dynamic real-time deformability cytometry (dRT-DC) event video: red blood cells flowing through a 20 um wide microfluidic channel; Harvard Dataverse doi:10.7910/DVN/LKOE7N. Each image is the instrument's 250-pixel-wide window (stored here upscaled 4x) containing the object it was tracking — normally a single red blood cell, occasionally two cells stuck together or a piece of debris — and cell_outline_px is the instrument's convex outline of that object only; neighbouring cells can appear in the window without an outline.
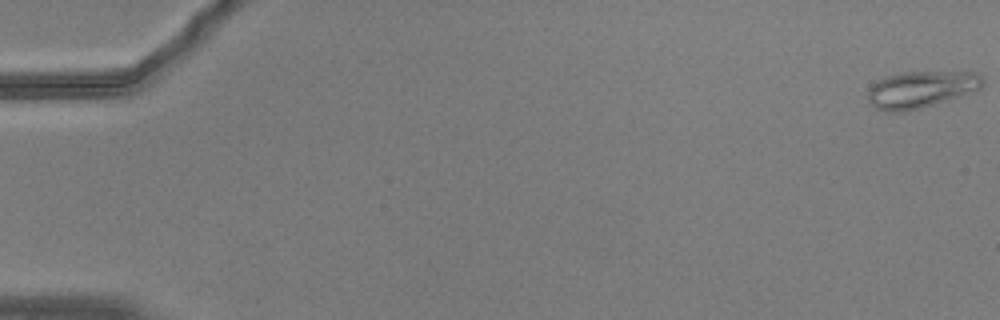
{"species": "common noctule bat (a hibernating species)", "species_latin": "Nyctalus noctula", "temperature_condition": "warm", "stored_images_in_passage": 56, "camera_frame_rate_fps": 3000, "um_per_image_px": 0.085, "animal": {"sex": "male", "body_mass_g": 20.5, "forearm_length_mm": 52.5}, "frame": {"image": 1, "passage_image": 1, "time_ms": 0.0, "image_size_px": [1000, 320], "cell_outline_px": [[984, 84], [980, 88], [920, 108], [904, 112], [884, 112], [868, 104], [868, 88], [872, 84], [884, 76], [904, 72], [976, 72], [984, 80]], "centroid_in_image_um": [78.19, 7.6], "position_along_channel_um": 6.8, "area_um2": 24.39}}
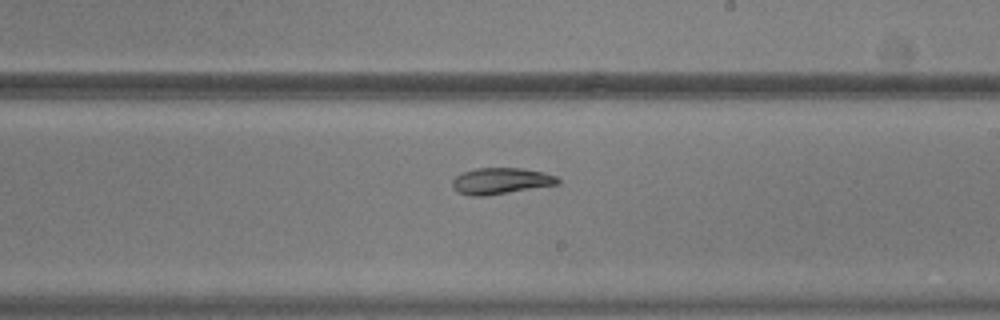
{"frame": {"image": 2, "passage_image": 34, "time_ms": 11.0, "image_size_px": [1000, 320], "cell_outline_px": [[560, 184], [484, 196], [472, 196], [456, 192], [452, 188], [452, 180], [456, 176], [464, 172], [476, 168], [520, 168], [544, 172], [556, 176], [560, 180]], "centroid_in_image_um": [42.56, 15.38], "position_along_channel_um": 246.4, "area_um2": 16.18}}
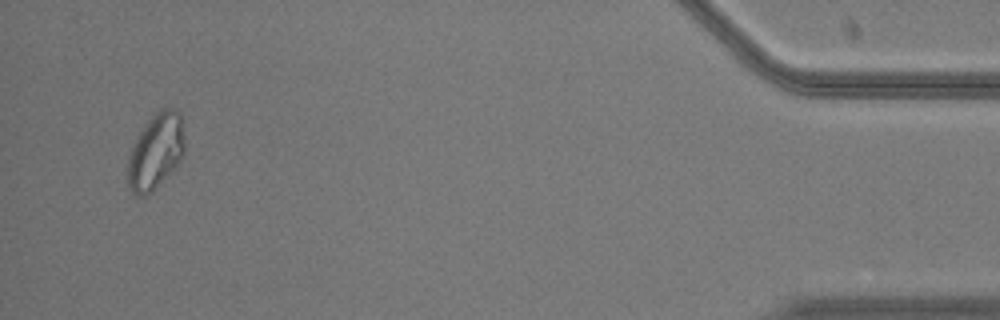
{"frame": {"image": 3, "passage_image": 54, "time_ms": 17.667, "image_size_px": [1000, 320], "cell_outline_px": [[184, 156], [156, 188], [152, 192], [144, 196], [136, 196], [128, 188], [128, 152], [136, 136], [152, 112], [160, 108], [172, 108], [180, 112], [184, 140]], "centroid_in_image_um": [13.21, 12.84], "position_along_channel_um": 422.0, "area_um2": 25.55}, "authors_computed_cell_mechanics": {"area_um2": 19.5364, "velocity_mm_per_s": 3.7152, "shape_relaxation_time_tau1_ms": 10.7024, "shape_relaxation_time_tau2_ms": 4.4412, "deformation_change_tau1": 0.1984, "deformation_change_tau2": 0.0812}}